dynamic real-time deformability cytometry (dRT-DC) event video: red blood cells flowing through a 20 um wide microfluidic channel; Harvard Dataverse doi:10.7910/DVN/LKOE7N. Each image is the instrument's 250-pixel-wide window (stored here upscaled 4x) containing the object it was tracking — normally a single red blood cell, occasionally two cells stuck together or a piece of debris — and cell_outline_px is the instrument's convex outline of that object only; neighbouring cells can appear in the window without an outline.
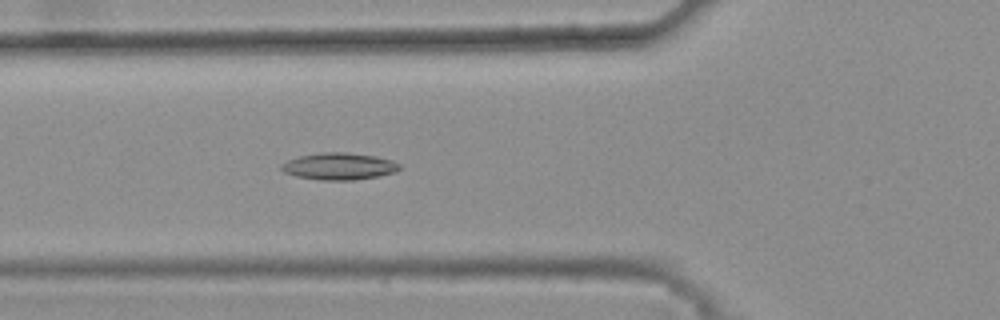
{"species": "common noctule bat (a hibernating species)", "species_latin": "Nyctalus noctula", "temperature_condition": "warm", "stored_images_in_passage": 47, "camera_frame_rate_fps": 3000, "um_per_image_px": 0.085, "animal": {"sex": "female", "body_mass_g": 25.1}, "frame": {"image": 1, "passage_image": 20, "time_ms": 6.333, "image_size_px": [1000, 320], "cell_outline_px": [[400, 168], [396, 172], [380, 176], [352, 180], [320, 180], [296, 176], [284, 172], [280, 168], [280, 164], [288, 160], [300, 156], [320, 152], [344, 152], [376, 156], [392, 160], [400, 164]], "centroid_in_image_um": [28.83, 14.13], "position_along_channel_um": 97.0, "area_um2": 18.61}}
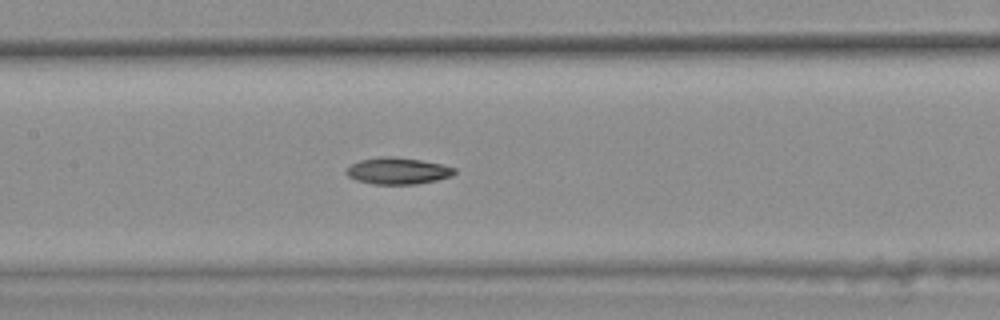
{"frame": {"image": 2, "passage_image": 26, "time_ms": 8.333, "image_size_px": [1000, 320], "cell_outline_px": [[456, 172], [452, 176], [436, 180], [416, 184], [372, 184], [356, 180], [348, 176], [344, 172], [352, 164], [360, 160], [380, 156], [392, 156], [420, 160], [440, 164], [456, 168]], "centroid_in_image_um": [33.8, 14.52], "position_along_channel_um": 173.6, "area_um2": 16.76}}
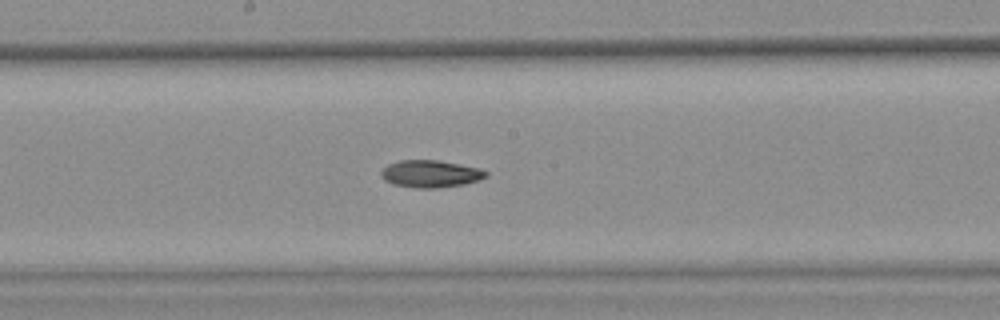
{"frame": {"image": 3, "passage_image": 29, "time_ms": 9.333, "image_size_px": [1000, 320], "cell_outline_px": [[488, 176], [480, 180], [464, 184], [436, 188], [416, 188], [392, 184], [384, 180], [380, 176], [380, 172], [388, 164], [400, 160], [436, 160], [460, 164], [480, 168], [488, 172]], "centroid_in_image_um": [36.59, 14.78], "position_along_channel_um": 211.6, "area_um2": 16.76}, "authors_computed_cell_mechanics": {"area_um2": 16.8198, "velocity_mm_per_s": 3.8134, "shape_relaxation_time_tau1_ms": null, "shape_relaxation_time_tau2_ms": 8.4523, "deformation_change_tau1": null, "deformation_change_tau2": 0.1452}}